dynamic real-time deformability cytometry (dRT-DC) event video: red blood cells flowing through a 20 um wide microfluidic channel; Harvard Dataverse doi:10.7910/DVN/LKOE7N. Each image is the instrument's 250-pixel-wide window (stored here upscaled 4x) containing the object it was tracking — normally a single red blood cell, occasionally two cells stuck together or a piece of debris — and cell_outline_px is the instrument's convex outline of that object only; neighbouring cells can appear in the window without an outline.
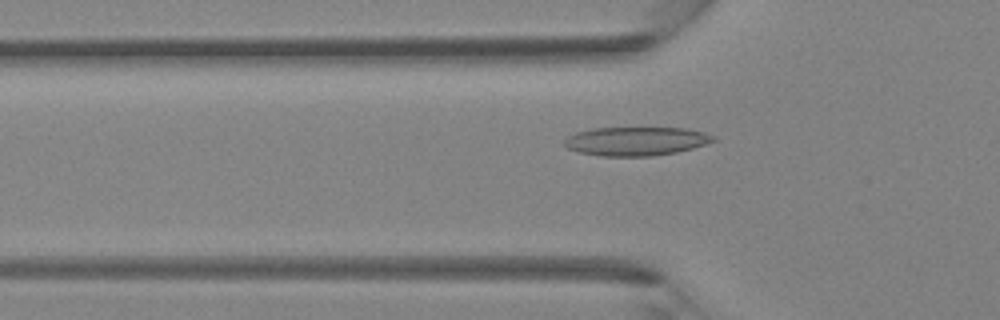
{"species": "Egyptian fruit bat (a non-hibernating species)", "species_latin": "Rousettus aegyptiacus", "temperature_condition": "room temperature", "stored_images_in_passage": 44, "camera_frame_rate_fps": 3000, "um_per_image_px": 0.085, "animal": {"sex": "female"}, "frame": {"image": 1, "passage_image": 15, "time_ms": 4.667, "image_size_px": [1000, 320], "cell_outline_px": [[716, 140], [692, 148], [676, 152], [652, 156], [600, 156], [580, 152], [568, 148], [564, 144], [564, 140], [568, 136], [576, 132], [592, 128], [684, 128], [704, 132], [716, 136]], "centroid_in_image_um": [54.06, 12.0], "position_along_channel_um": 71.7, "area_um2": 24.85}}
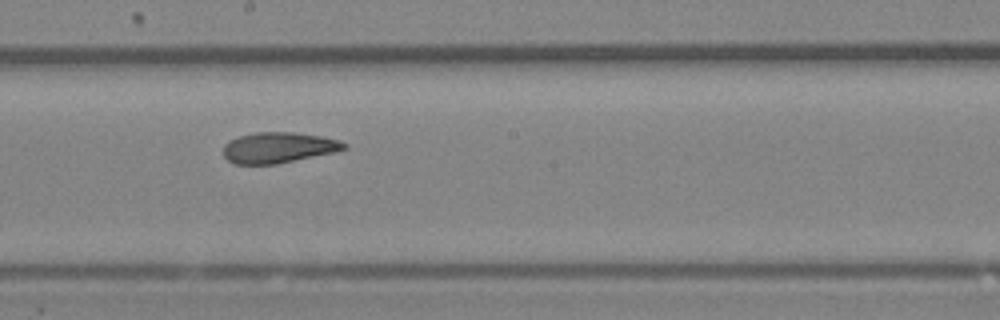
{"frame": {"image": 2, "passage_image": 25, "time_ms": 8.0, "image_size_px": [1000, 320], "cell_outline_px": [[348, 148], [336, 152], [276, 164], [232, 164], [224, 156], [224, 144], [228, 140], [240, 136], [256, 132], [296, 132], [320, 136], [340, 140], [348, 144]], "centroid_in_image_um": [23.68, 12.54], "position_along_channel_um": 224.5, "area_um2": 21.79}}
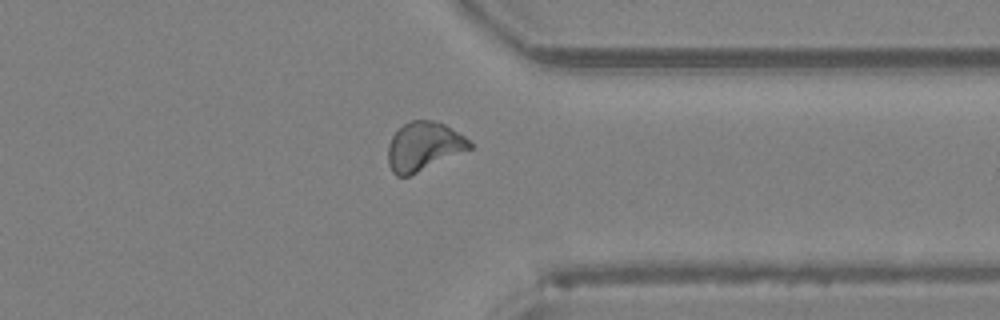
{"frame": {"image": 3, "passage_image": 35, "time_ms": 11.333, "image_size_px": [1000, 320], "cell_outline_px": [[472, 148], [408, 176], [396, 176], [392, 172], [388, 164], [388, 144], [392, 136], [404, 124], [412, 120], [432, 120], [444, 124], [464, 136], [472, 144]], "centroid_in_image_um": [35.99, 12.44], "position_along_channel_um": 375.4, "area_um2": 22.89}}